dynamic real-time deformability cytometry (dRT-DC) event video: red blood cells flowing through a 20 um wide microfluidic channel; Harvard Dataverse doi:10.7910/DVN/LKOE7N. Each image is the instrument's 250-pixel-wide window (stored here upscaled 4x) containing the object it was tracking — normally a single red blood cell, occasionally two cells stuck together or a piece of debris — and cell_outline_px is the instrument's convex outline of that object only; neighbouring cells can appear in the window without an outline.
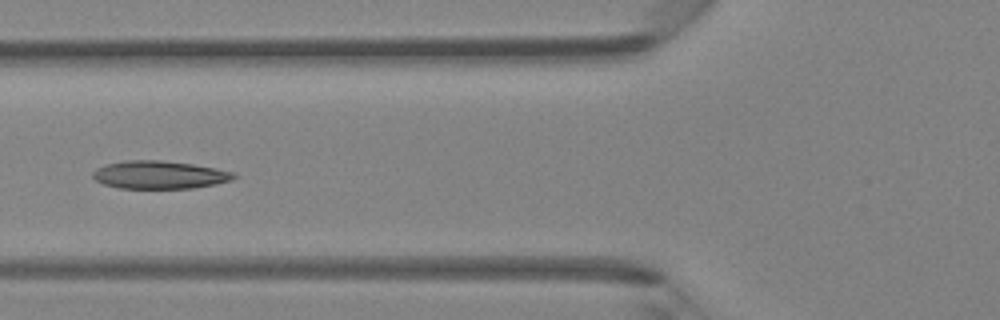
{"species": "Egyptian fruit bat (a non-hibernating species)", "species_latin": "Rousettus aegyptiacus", "temperature_condition": "room temperature", "stored_images_in_passage": 3, "camera_frame_rate_fps": 3000, "um_per_image_px": 0.085, "animal": {"sex": "female"}, "frame": {"image": 1, "passage_image": 3, "time_ms": 3.0, "image_size_px": [1000, 320], "cell_outline_px": [[236, 176], [232, 180], [216, 184], [192, 188], [120, 188], [104, 184], [96, 180], [92, 176], [92, 172], [96, 168], [108, 164], [124, 160], [160, 160], [192, 164], [216, 168], [236, 172]], "centroid_in_image_um": [13.57, 14.85], "position_along_channel_um": 112.2, "area_um2": 22.95}}